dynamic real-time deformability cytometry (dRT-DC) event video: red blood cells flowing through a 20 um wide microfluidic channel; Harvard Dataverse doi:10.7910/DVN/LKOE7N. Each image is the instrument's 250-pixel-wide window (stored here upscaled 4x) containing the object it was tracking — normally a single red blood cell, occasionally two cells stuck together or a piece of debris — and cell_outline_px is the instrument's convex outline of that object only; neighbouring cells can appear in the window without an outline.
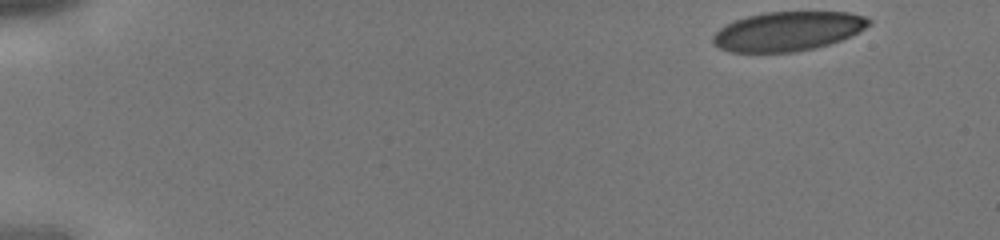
{"species": "human", "species_latin": "Homo sapiens", "temperature_condition": "cold", "stored_images_in_passage": 15, "camera_frame_rate_fps": 3000, "um_per_image_px": 0.085, "donor": {"sex": "male"}, "frame": {"image": 1, "passage_image": 1, "time_ms": 0.0, "image_size_px": [1000, 240], "cell_outline_px": [[872, 24], [840, 40], [828, 44], [796, 52], [732, 52], [720, 48], [712, 40], [712, 36], [720, 28], [736, 20], [748, 16], [764, 12], [848, 12], [864, 16], [872, 20]], "centroid_in_image_um": [66.97, 2.65], "position_along_channel_um": 18.0, "area_um2": 35.32}}
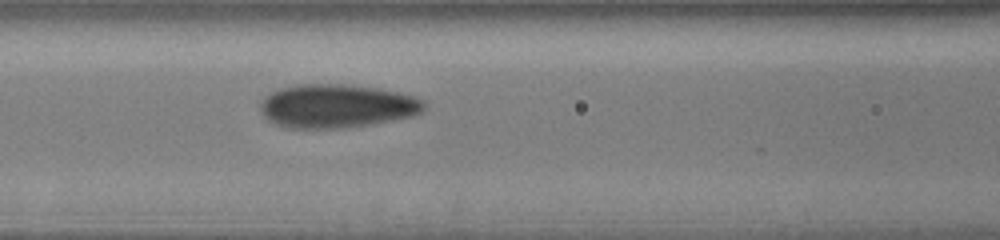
{"frame": {"image": 2, "passage_image": 13, "time_ms": 4.0, "image_size_px": [1000, 240], "cell_outline_px": [[428, 104], [424, 112], [412, 116], [372, 124], [348, 128], [288, 128], [276, 124], [268, 120], [260, 112], [260, 100], [264, 96], [280, 88], [296, 84], [344, 84], [380, 88], [416, 96], [424, 100]], "centroid_in_image_um": [28.65, 9.01], "position_along_channel_um": 137.9, "area_um2": 42.25}}
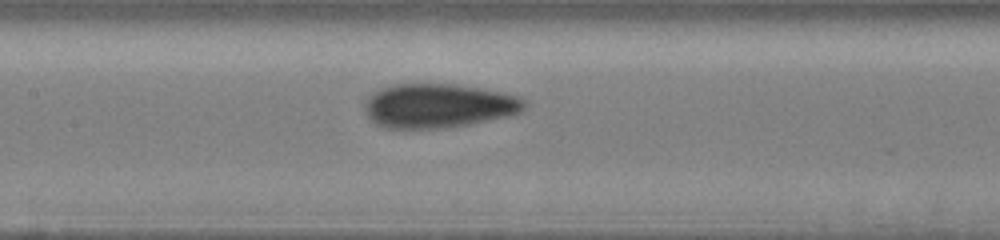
{"frame": {"image": 3, "passage_image": 15, "time_ms": 4.667, "image_size_px": [1000, 240], "cell_outline_px": [[528, 104], [520, 112], [508, 116], [468, 124], [444, 128], [384, 128], [376, 124], [368, 116], [364, 108], [364, 104], [368, 96], [372, 92], [380, 88], [392, 84], [456, 84], [504, 92], [516, 96], [524, 100]], "centroid_in_image_um": [37.24, 8.98], "position_along_channel_um": 170.2, "area_um2": 41.21}}